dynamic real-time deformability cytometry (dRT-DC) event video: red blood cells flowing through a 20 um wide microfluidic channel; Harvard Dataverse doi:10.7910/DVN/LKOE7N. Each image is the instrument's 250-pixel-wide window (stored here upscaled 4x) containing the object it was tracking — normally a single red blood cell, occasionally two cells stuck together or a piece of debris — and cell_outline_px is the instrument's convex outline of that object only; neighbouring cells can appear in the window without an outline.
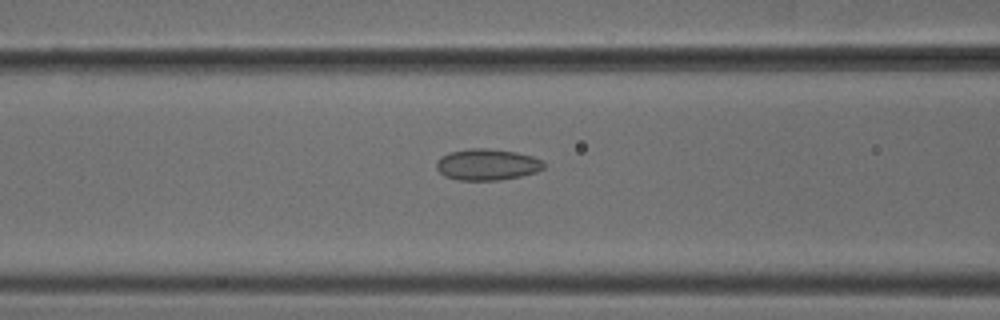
{"species": "common noctule bat (a hibernating species)", "species_latin": "Nyctalus noctula", "temperature_condition": "cold", "stored_images_in_passage": 52, "camera_frame_rate_fps": 3000, "um_per_image_px": 0.085, "animal": {"sex": "male", "body_mass_g": 18.8}, "frame": {"image": 1, "passage_image": 21, "time_ms": 6.667, "image_size_px": [1000, 320], "cell_outline_px": [[544, 168], [536, 172], [520, 176], [500, 180], [460, 180], [444, 176], [436, 168], [436, 160], [440, 156], [448, 152], [468, 148], [488, 148], [516, 152], [532, 156], [544, 160]], "centroid_in_image_um": [41.39, 13.97], "position_along_channel_um": 125.2, "area_um2": 19.83}}
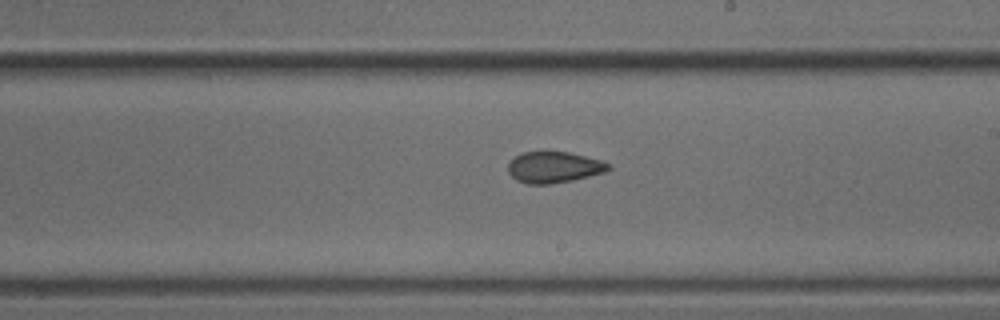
{"frame": {"image": 2, "passage_image": 30, "time_ms": 9.667, "image_size_px": [1000, 320], "cell_outline_px": [[612, 168], [604, 172], [572, 180], [552, 184], [528, 184], [516, 180], [508, 172], [508, 164], [520, 152], [548, 148], [568, 152], [600, 160], [608, 164]], "centroid_in_image_um": [47.03, 14.17], "position_along_channel_um": 242.0, "area_um2": 18.73}}
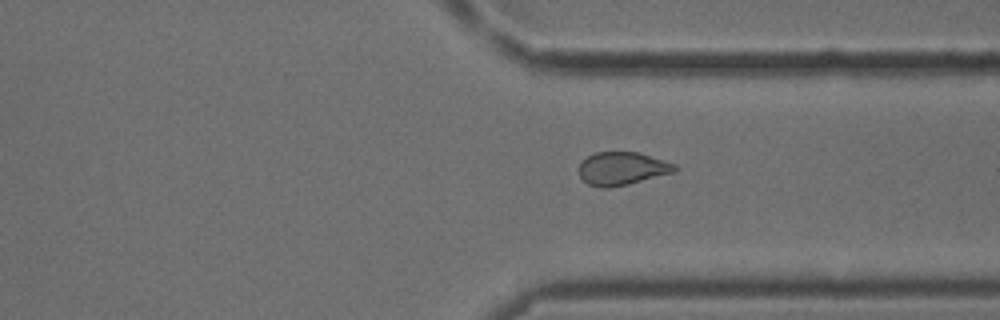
{"frame": {"image": 3, "passage_image": 39, "time_ms": 12.667, "image_size_px": [1000, 320], "cell_outline_px": [[676, 172], [628, 184], [608, 188], [600, 188], [588, 184], [580, 176], [580, 164], [588, 156], [596, 152], [636, 152], [676, 164]], "centroid_in_image_um": [52.89, 14.34], "position_along_channel_um": 358.5, "area_um2": 18.26}, "authors_computed_cell_mechanics": {"area_um2": 19.4786, "velocity_mm_per_s": 3.8909, "shape_relaxation_time_tau1_ms": null, "shape_relaxation_time_tau2_ms": 4.1685, "deformation_change_tau1": null, "deformation_change_tau2": 0.0925}}